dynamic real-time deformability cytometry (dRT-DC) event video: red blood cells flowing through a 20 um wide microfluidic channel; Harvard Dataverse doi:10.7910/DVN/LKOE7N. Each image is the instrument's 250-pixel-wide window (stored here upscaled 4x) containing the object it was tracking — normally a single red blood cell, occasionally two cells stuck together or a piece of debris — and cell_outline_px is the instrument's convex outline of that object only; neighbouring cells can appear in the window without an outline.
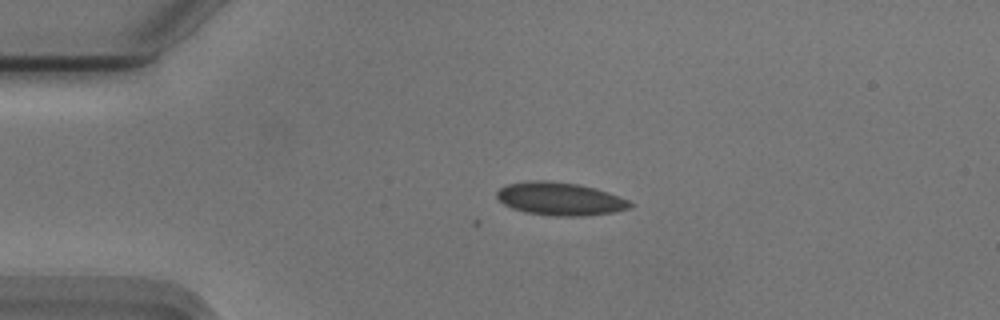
{"species": "Egyptian fruit bat (a non-hibernating species)", "species_latin": "Rousettus aegyptiacus", "temperature_condition": "cold", "stored_images_in_passage": 5, "camera_frame_rate_fps": 3000, "um_per_image_px": 0.085, "animal": {"sex": "male"}, "frame": {"image": 1, "passage_image": 1, "time_ms": 0.0, "image_size_px": [1000, 320], "cell_outline_px": [[632, 204], [628, 208], [612, 212], [588, 216], [552, 216], [524, 212], [512, 208], [504, 204], [496, 196], [496, 192], [500, 188], [508, 184], [532, 180], [544, 180], [576, 184], [592, 188], [628, 200]], "centroid_in_image_um": [47.53, 16.91], "position_along_channel_um": 37.5, "area_um2": 25.2}}